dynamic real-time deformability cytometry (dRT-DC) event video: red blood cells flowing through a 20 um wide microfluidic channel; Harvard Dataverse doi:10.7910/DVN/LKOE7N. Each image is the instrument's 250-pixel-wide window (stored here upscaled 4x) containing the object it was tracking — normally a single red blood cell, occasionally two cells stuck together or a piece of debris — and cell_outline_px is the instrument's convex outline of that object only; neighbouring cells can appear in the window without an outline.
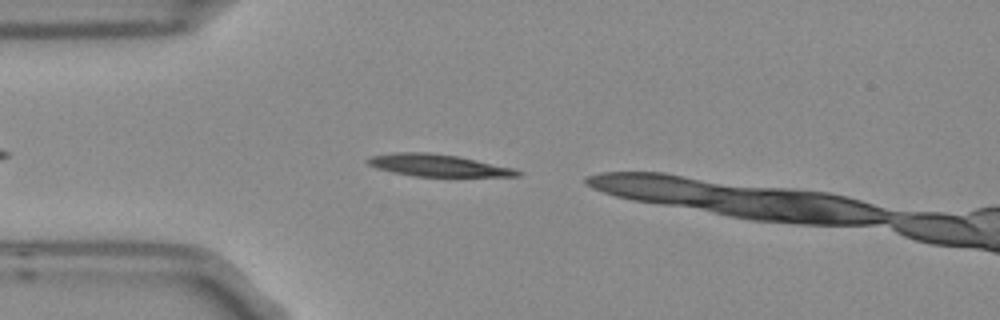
{"species": "Egyptian fruit bat (a non-hibernating species)", "species_latin": "Rousettus aegyptiacus", "temperature_condition": "room temperature", "stored_images_in_passage": 2, "camera_frame_rate_fps": 3000, "um_per_image_px": 0.085, "frame": {"image": 1, "passage_image": 2, "time_ms": 0.333, "image_size_px": [1000, 320], "cell_outline_px": [[524, 172], [520, 176], [416, 176], [392, 172], [376, 168], [368, 164], [364, 160], [372, 156], [396, 152], [428, 152], [456, 156], [516, 168]], "centroid_in_image_um": [37.24, 14.05], "position_along_channel_um": 47.8, "area_um2": 19.19}}